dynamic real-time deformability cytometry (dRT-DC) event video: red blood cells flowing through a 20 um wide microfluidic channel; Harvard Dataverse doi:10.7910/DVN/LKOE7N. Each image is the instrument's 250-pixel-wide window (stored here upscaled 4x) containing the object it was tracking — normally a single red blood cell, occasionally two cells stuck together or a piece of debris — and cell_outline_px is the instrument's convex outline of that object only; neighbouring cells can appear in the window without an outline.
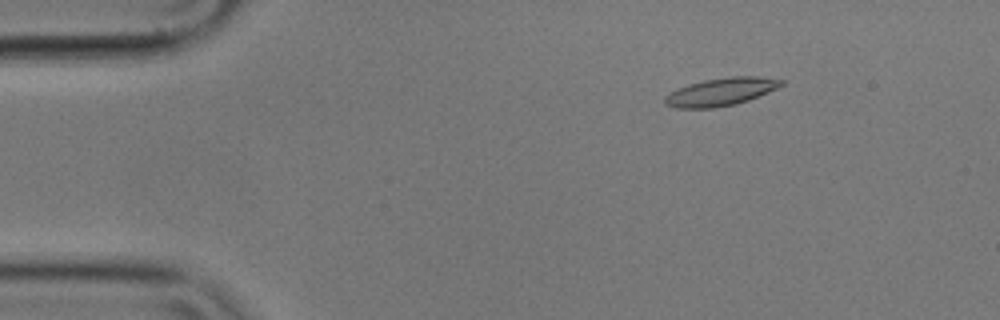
{"species": "common noctule bat (a hibernating species)", "species_latin": "Nyctalus noctula", "temperature_condition": "cold", "stored_images_in_passage": 55, "camera_frame_rate_fps": 3000, "um_per_image_px": 0.085, "animal": {"sex": "male", "body_mass_g": 17.9}, "frame": {"image": 1, "passage_image": 7, "time_ms": 2.0, "image_size_px": [1000, 320], "cell_outline_px": [[784, 84], [768, 92], [748, 100], [736, 104], [712, 108], [676, 108], [664, 104], [664, 96], [676, 88], [688, 84], [704, 80], [732, 76], [760, 76], [784, 80]], "centroid_in_image_um": [61.25, 7.8], "position_along_channel_um": 23.8, "area_um2": 18.96}}
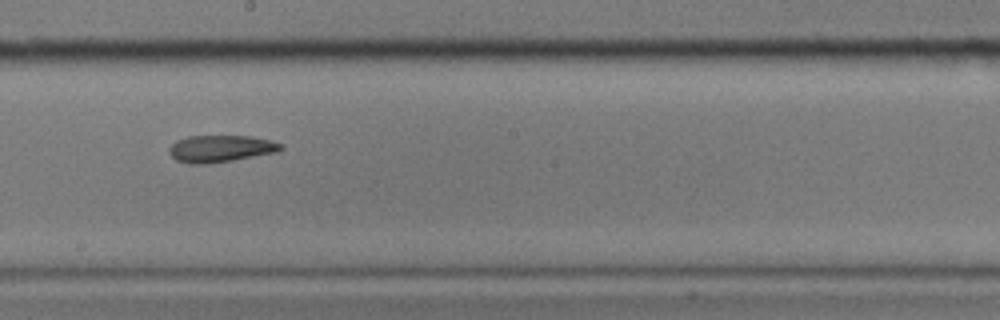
{"frame": {"image": 2, "passage_image": 30, "time_ms": 9.667, "image_size_px": [1000, 320], "cell_outline_px": [[284, 148], [280, 152], [208, 164], [188, 164], [176, 160], [168, 152], [168, 148], [176, 140], [188, 136], [248, 136], [272, 140], [284, 144]], "centroid_in_image_um": [18.78, 12.64], "position_along_channel_um": 229.4, "area_um2": 17.8}}
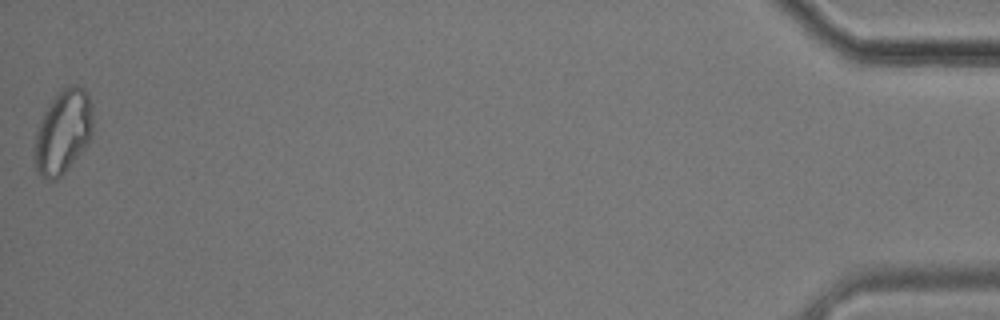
{"frame": {"image": 3, "passage_image": 55, "time_ms": 18.0, "image_size_px": [1000, 320], "cell_outline_px": [[92, 136], [88, 144], [64, 172], [56, 180], [48, 180], [36, 168], [36, 132], [44, 112], [56, 92], [72, 84], [76, 84], [84, 88], [88, 92], [92, 108]], "centroid_in_image_um": [5.4, 11.14], "position_along_channel_um": 429.8, "area_um2": 28.15}, "authors_computed_cell_mechanics": {"area_um2": 18.3804, "velocity_mm_per_s": 3.5512, "shape_relaxation_time_tau1_ms": null, "shape_relaxation_time_tau2_ms": 6.7074, "deformation_change_tau1": null, "deformation_change_tau2": 0.1466}}